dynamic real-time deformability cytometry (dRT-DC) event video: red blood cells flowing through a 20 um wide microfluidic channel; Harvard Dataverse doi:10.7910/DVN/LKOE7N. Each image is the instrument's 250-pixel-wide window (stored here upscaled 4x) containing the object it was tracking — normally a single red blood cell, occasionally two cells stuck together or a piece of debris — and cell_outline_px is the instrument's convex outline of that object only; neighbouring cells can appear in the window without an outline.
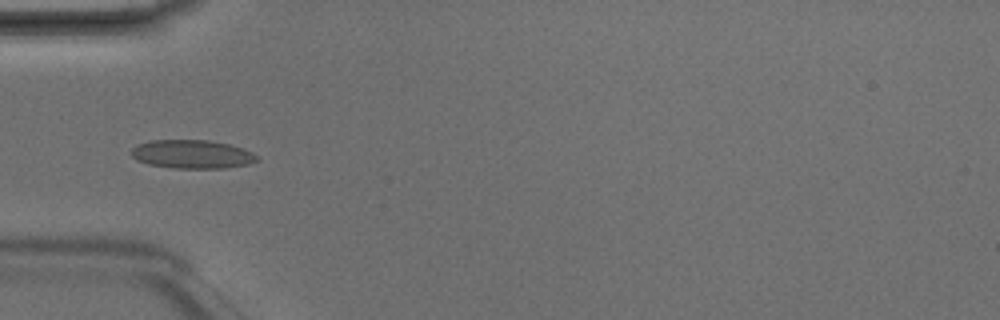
{"species": "Egyptian fruit bat (a non-hibernating species)", "species_latin": "Rousettus aegyptiacus", "temperature_condition": "room temperature", "stored_images_in_passage": 4, "camera_frame_rate_fps": 3000, "um_per_image_px": 0.085, "animal": {"sex": "male"}, "frame": {"image": 1, "passage_image": 4, "time_ms": 1.0, "image_size_px": [1000, 320], "cell_outline_px": [[260, 160], [248, 164], [224, 168], [172, 168], [148, 164], [136, 160], [132, 156], [132, 148], [140, 144], [152, 140], [208, 140], [228, 144], [252, 152]], "centroid_in_image_um": [16.32, 13.11], "position_along_channel_um": 68.7, "area_um2": 20.75}}